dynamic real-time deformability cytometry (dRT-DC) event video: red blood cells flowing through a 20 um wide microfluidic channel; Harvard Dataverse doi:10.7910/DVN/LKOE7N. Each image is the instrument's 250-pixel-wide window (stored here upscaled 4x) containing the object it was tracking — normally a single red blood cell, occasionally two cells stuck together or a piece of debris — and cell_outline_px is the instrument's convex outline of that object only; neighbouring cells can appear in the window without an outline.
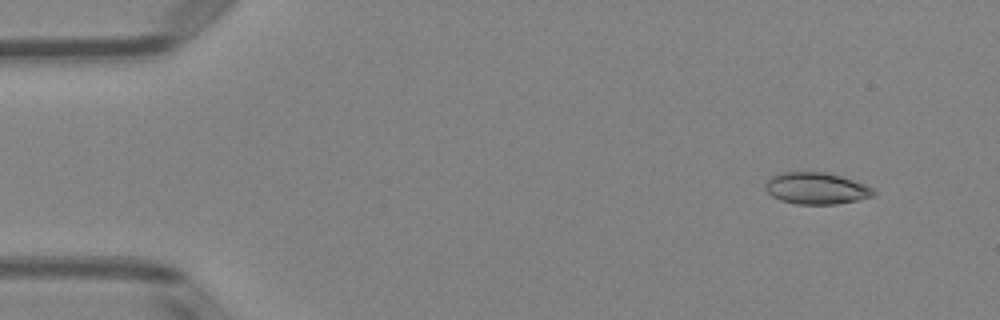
{"species": "Egyptian fruit bat (a non-hibernating species)", "species_latin": "Rousettus aegyptiacus", "temperature_condition": "room temperature", "stored_images_in_passage": 47, "camera_frame_rate_fps": 3000, "um_per_image_px": 0.085, "animal": {"sex": "female"}, "frame": {"image": 1, "passage_image": 1, "time_ms": 0.0, "image_size_px": [1000, 320], "cell_outline_px": [[876, 192], [872, 196], [860, 200], [836, 204], [796, 204], [780, 200], [772, 196], [764, 188], [764, 184], [772, 176], [780, 172], [824, 172], [840, 176], [864, 184], [872, 188]], "centroid_in_image_um": [69.36, 16.01], "position_along_channel_um": 15.6, "area_um2": 19.94}}
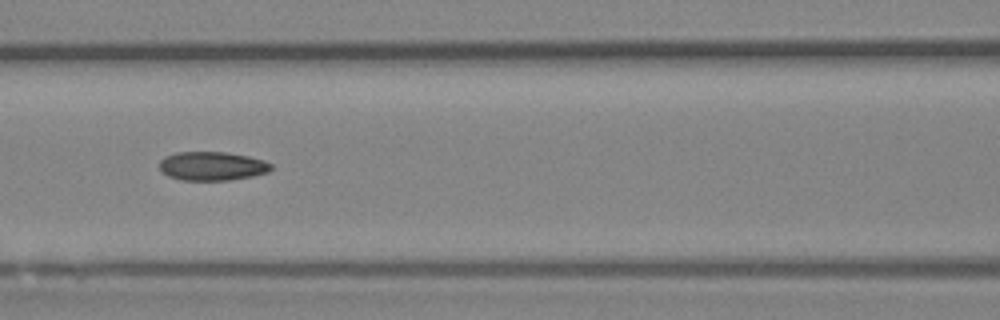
{"frame": {"image": 2, "passage_image": 19, "time_ms": 6.0, "image_size_px": [1000, 320], "cell_outline_px": [[272, 168], [268, 172], [252, 176], [228, 180], [180, 180], [168, 176], [160, 168], [160, 160], [164, 156], [176, 152], [224, 152], [248, 156], [264, 160], [272, 164]], "centroid_in_image_um": [18.03, 14.11], "position_along_channel_um": 148.6, "area_um2": 18.73}}
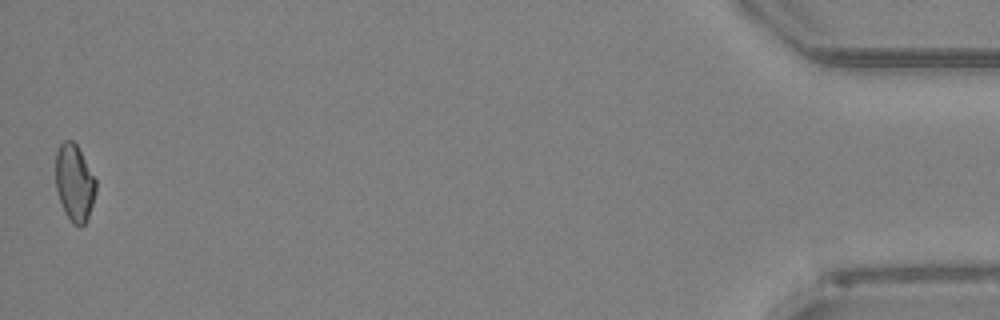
{"frame": {"image": 3, "passage_image": 47, "time_ms": 15.333, "image_size_px": [1000, 320], "cell_outline_px": [[96, 192], [88, 216], [84, 224], [80, 228], [72, 224], [64, 212], [56, 188], [56, 152], [60, 144], [64, 140], [72, 140], [76, 144], [96, 180]], "centroid_in_image_um": [6.32, 15.56], "position_along_channel_um": 428.9, "area_um2": 17.92}, "authors_computed_cell_mechanics": {"area_um2": 18.7272, "velocity_mm_per_s": 4.0128, "shape_relaxation_time_tau1_ms": 7.3778, "shape_relaxation_time_tau2_ms": 2.2413, "deformation_change_tau1": 0.162, "deformation_change_tau2": 0.0678}}